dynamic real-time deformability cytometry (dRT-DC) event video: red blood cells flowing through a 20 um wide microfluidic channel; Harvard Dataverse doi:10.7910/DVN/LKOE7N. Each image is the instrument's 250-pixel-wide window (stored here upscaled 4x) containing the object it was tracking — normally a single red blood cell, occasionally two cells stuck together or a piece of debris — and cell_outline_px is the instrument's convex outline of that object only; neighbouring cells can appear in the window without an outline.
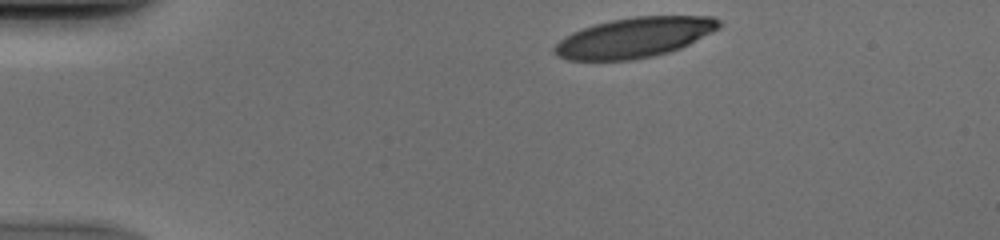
{"species": "human", "species_latin": "Homo sapiens", "temperature_condition": "cold", "stored_images_in_passage": 35, "camera_frame_rate_fps": 3000, "um_per_image_px": 0.085, "donor": {"sex": "male"}, "frame": {"image": 1, "passage_image": 1, "time_ms": 0.0, "image_size_px": [1000, 240], "cell_outline_px": [[724, 24], [720, 28], [680, 48], [668, 52], [652, 56], [632, 60], [568, 60], [552, 52], [552, 48], [564, 36], [572, 32], [596, 24], [612, 20], [636, 16], [712, 16], [720, 20]], "centroid_in_image_um": [53.94, 3.18], "position_along_channel_um": 31.1, "area_um2": 38.32}}
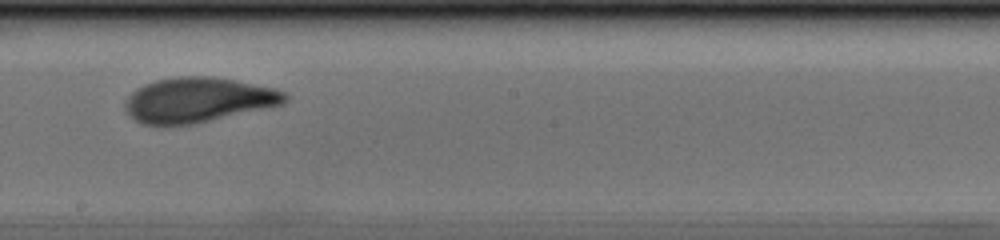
{"frame": {"image": 2, "passage_image": 21, "time_ms": 6.667, "image_size_px": [1000, 240], "cell_outline_px": [[288, 100], [284, 104], [196, 124], [164, 128], [140, 124], [124, 108], [124, 100], [136, 88], [144, 84], [156, 80], [180, 76], [208, 76], [232, 80], [276, 88], [284, 92], [288, 96]], "centroid_in_image_um": [16.79, 8.53], "position_along_channel_um": 231.4, "area_um2": 42.54}}
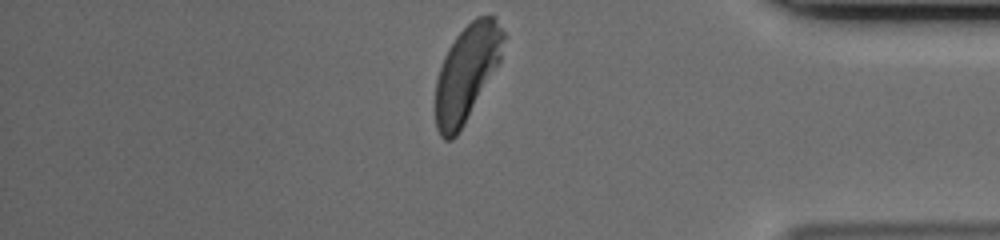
{"frame": {"image": 3, "passage_image": 35, "time_ms": 11.333, "image_size_px": [1000, 240], "cell_outline_px": [[504, 36], [500, 60], [460, 132], [452, 140], [444, 140], [440, 136], [436, 128], [436, 80], [444, 56], [448, 48], [456, 36], [476, 16], [492, 16], [504, 32]], "centroid_in_image_um": [39.64, 6.23], "position_along_channel_um": 395.6, "area_um2": 37.34}}